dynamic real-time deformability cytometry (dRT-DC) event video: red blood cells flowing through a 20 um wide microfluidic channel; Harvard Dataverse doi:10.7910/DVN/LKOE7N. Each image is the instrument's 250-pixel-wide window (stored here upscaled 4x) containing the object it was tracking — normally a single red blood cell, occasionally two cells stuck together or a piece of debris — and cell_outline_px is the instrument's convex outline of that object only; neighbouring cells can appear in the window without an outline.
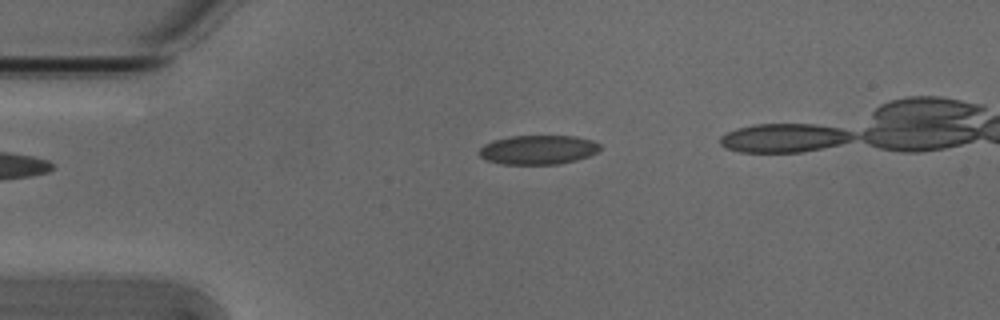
{"species": "Egyptian fruit bat (a non-hibernating species)", "species_latin": "Rousettus aegyptiacus", "temperature_condition": "cold", "stored_images_in_passage": 3, "camera_frame_rate_fps": 3000, "um_per_image_px": 0.085, "animal": {"sex": "male"}, "frame": {"image": 1, "passage_image": 3, "time_ms": 0.667, "image_size_px": [1000, 320], "cell_outline_px": [[600, 152], [576, 160], [560, 164], [500, 164], [488, 160], [480, 156], [476, 152], [484, 144], [492, 140], [512, 136], [576, 136], [592, 140], [600, 144]], "centroid_in_image_um": [45.74, 12.73], "position_along_channel_um": 39.3, "area_um2": 20.75}}